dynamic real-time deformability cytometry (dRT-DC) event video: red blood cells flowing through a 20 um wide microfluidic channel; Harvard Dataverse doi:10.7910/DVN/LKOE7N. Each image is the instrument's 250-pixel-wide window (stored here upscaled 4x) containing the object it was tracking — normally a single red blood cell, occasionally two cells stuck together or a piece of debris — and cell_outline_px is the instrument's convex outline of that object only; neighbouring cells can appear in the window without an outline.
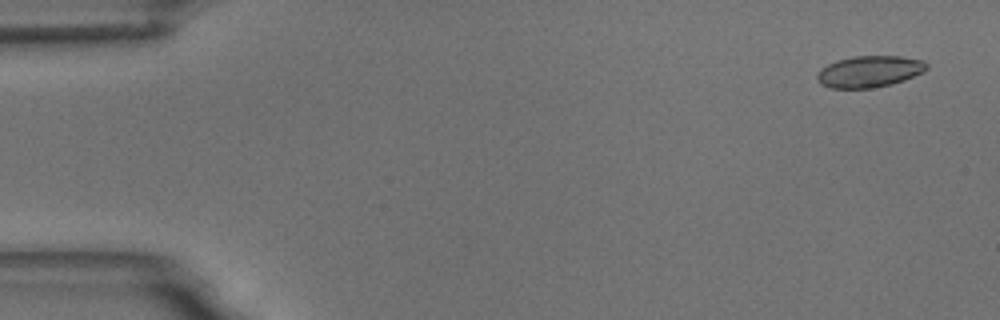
{"species": "common noctule bat (a hibernating species)", "species_latin": "Nyctalus noctula", "temperature_condition": "room temperature", "stored_images_in_passage": 12, "camera_frame_rate_fps": 3000, "um_per_image_px": 0.085, "animal": {"sex": "male", "body_mass_g": 18.8}, "frame": {"image": 1, "passage_image": 3, "time_ms": 0.667, "image_size_px": [1000, 320], "cell_outline_px": [[928, 68], [904, 80], [892, 84], [872, 88], [832, 88], [820, 84], [816, 80], [816, 72], [820, 68], [836, 60], [852, 56], [900, 56], [924, 60], [928, 64]], "centroid_in_image_um": [73.85, 6.07], "position_along_channel_um": 11.2, "area_um2": 20.23}}